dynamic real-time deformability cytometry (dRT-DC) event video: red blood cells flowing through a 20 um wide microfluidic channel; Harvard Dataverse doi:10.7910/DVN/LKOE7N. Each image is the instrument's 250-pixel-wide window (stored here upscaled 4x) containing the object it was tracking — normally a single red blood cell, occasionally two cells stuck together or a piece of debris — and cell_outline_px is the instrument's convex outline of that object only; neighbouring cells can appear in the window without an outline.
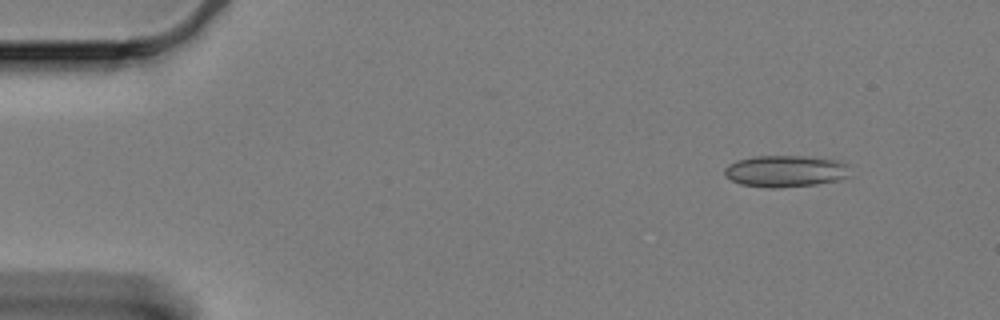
{"species": "Egyptian fruit bat (a non-hibernating species)", "species_latin": "Rousettus aegyptiacus", "temperature_condition": "cold", "stored_images_in_passage": 31, "camera_frame_rate_fps": 3000, "um_per_image_px": 0.085, "animal": {"sex": "female"}, "frame": {"image": 1, "passage_image": 5, "time_ms": 1.333, "image_size_px": [1000, 320], "cell_outline_px": [[856, 176], [840, 180], [816, 184], [776, 188], [772, 188], [740, 184], [724, 176], [724, 168], [728, 164], [736, 160], [752, 156], [808, 156], [844, 160], [848, 164]], "centroid_in_image_um": [66.88, 14.53], "position_along_channel_um": 18.1, "area_um2": 23.99}}
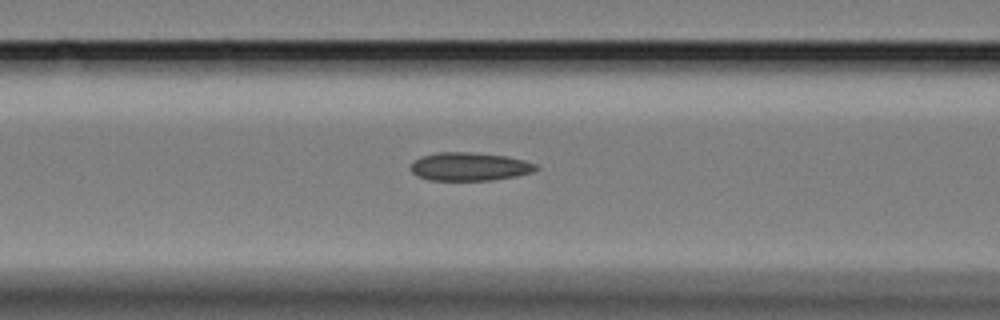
{"frame": {"image": 2, "passage_image": 23, "time_ms": 7.333, "image_size_px": [1000, 320], "cell_outline_px": [[540, 168], [532, 172], [516, 176], [492, 180], [428, 180], [416, 176], [408, 168], [416, 160], [424, 156], [440, 152], [472, 152], [508, 156], [524, 160], [536, 164]], "centroid_in_image_um": [39.93, 14.16], "position_along_channel_um": 126.7, "area_um2": 20.69}}
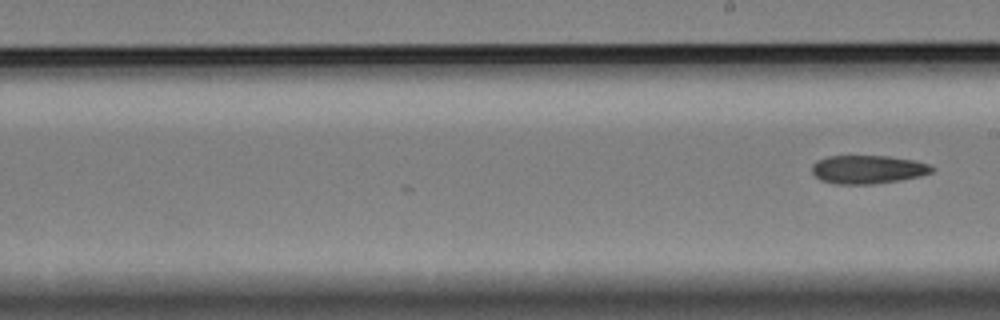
{"frame": {"image": 3, "passage_image": 31, "time_ms": 10.0, "image_size_px": [1000, 320], "cell_outline_px": [[936, 168], [932, 172], [920, 176], [900, 180], [872, 184], [836, 184], [820, 180], [812, 172], [812, 164], [816, 160], [828, 156], [888, 156], [912, 160], [928, 164]], "centroid_in_image_um": [73.75, 14.4], "position_along_channel_um": 215.3, "area_um2": 19.88}}